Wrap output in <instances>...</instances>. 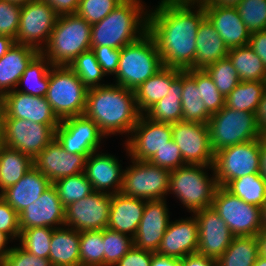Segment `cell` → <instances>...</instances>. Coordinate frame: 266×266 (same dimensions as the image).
I'll use <instances>...</instances> for the list:
<instances>
[{
  "mask_svg": "<svg viewBox=\"0 0 266 266\" xmlns=\"http://www.w3.org/2000/svg\"><path fill=\"white\" fill-rule=\"evenodd\" d=\"M14 40L8 36L0 35V58L4 56L8 49L14 44Z\"/></svg>",
  "mask_w": 266,
  "mask_h": 266,
  "instance_id": "63",
  "label": "cell"
},
{
  "mask_svg": "<svg viewBox=\"0 0 266 266\" xmlns=\"http://www.w3.org/2000/svg\"><path fill=\"white\" fill-rule=\"evenodd\" d=\"M2 115H3V101L2 97H0V125H2Z\"/></svg>",
  "mask_w": 266,
  "mask_h": 266,
  "instance_id": "68",
  "label": "cell"
},
{
  "mask_svg": "<svg viewBox=\"0 0 266 266\" xmlns=\"http://www.w3.org/2000/svg\"><path fill=\"white\" fill-rule=\"evenodd\" d=\"M119 163V160L110 154L95 151L89 155L84 172L94 191L111 194L121 191L124 170ZM110 188H113L111 192Z\"/></svg>",
  "mask_w": 266,
  "mask_h": 266,
  "instance_id": "25",
  "label": "cell"
},
{
  "mask_svg": "<svg viewBox=\"0 0 266 266\" xmlns=\"http://www.w3.org/2000/svg\"><path fill=\"white\" fill-rule=\"evenodd\" d=\"M0 232L7 234L11 239L19 240V214L0 197Z\"/></svg>",
  "mask_w": 266,
  "mask_h": 266,
  "instance_id": "52",
  "label": "cell"
},
{
  "mask_svg": "<svg viewBox=\"0 0 266 266\" xmlns=\"http://www.w3.org/2000/svg\"><path fill=\"white\" fill-rule=\"evenodd\" d=\"M11 239L7 234L0 232V259H4L8 252L11 250L10 246L6 248V244H8V240Z\"/></svg>",
  "mask_w": 266,
  "mask_h": 266,
  "instance_id": "62",
  "label": "cell"
},
{
  "mask_svg": "<svg viewBox=\"0 0 266 266\" xmlns=\"http://www.w3.org/2000/svg\"><path fill=\"white\" fill-rule=\"evenodd\" d=\"M51 185V181L33 166L17 183L5 189L0 197L20 214Z\"/></svg>",
  "mask_w": 266,
  "mask_h": 266,
  "instance_id": "27",
  "label": "cell"
},
{
  "mask_svg": "<svg viewBox=\"0 0 266 266\" xmlns=\"http://www.w3.org/2000/svg\"><path fill=\"white\" fill-rule=\"evenodd\" d=\"M39 53L30 45L14 42L0 58V97L17 89L20 77Z\"/></svg>",
  "mask_w": 266,
  "mask_h": 266,
  "instance_id": "28",
  "label": "cell"
},
{
  "mask_svg": "<svg viewBox=\"0 0 266 266\" xmlns=\"http://www.w3.org/2000/svg\"><path fill=\"white\" fill-rule=\"evenodd\" d=\"M182 121L207 124L211 114L198 93L196 85V70H182Z\"/></svg>",
  "mask_w": 266,
  "mask_h": 266,
  "instance_id": "32",
  "label": "cell"
},
{
  "mask_svg": "<svg viewBox=\"0 0 266 266\" xmlns=\"http://www.w3.org/2000/svg\"><path fill=\"white\" fill-rule=\"evenodd\" d=\"M130 136L125 144L128 156L138 161H149L172 139L171 124L151 121L140 115Z\"/></svg>",
  "mask_w": 266,
  "mask_h": 266,
  "instance_id": "17",
  "label": "cell"
},
{
  "mask_svg": "<svg viewBox=\"0 0 266 266\" xmlns=\"http://www.w3.org/2000/svg\"><path fill=\"white\" fill-rule=\"evenodd\" d=\"M266 67V30L251 33L249 44Z\"/></svg>",
  "mask_w": 266,
  "mask_h": 266,
  "instance_id": "55",
  "label": "cell"
},
{
  "mask_svg": "<svg viewBox=\"0 0 266 266\" xmlns=\"http://www.w3.org/2000/svg\"><path fill=\"white\" fill-rule=\"evenodd\" d=\"M8 1H10L11 3H14V4H18L20 6H23V5H25L28 2L33 1V0H8Z\"/></svg>",
  "mask_w": 266,
  "mask_h": 266,
  "instance_id": "67",
  "label": "cell"
},
{
  "mask_svg": "<svg viewBox=\"0 0 266 266\" xmlns=\"http://www.w3.org/2000/svg\"><path fill=\"white\" fill-rule=\"evenodd\" d=\"M124 0H79L76 14L90 25L100 22Z\"/></svg>",
  "mask_w": 266,
  "mask_h": 266,
  "instance_id": "48",
  "label": "cell"
},
{
  "mask_svg": "<svg viewBox=\"0 0 266 266\" xmlns=\"http://www.w3.org/2000/svg\"><path fill=\"white\" fill-rule=\"evenodd\" d=\"M64 208L94 192L85 172L66 176L53 183Z\"/></svg>",
  "mask_w": 266,
  "mask_h": 266,
  "instance_id": "40",
  "label": "cell"
},
{
  "mask_svg": "<svg viewBox=\"0 0 266 266\" xmlns=\"http://www.w3.org/2000/svg\"><path fill=\"white\" fill-rule=\"evenodd\" d=\"M214 170L213 165L186 164L170 171L169 192L176 195L180 202L193 214L210 208L218 183L215 177L209 178L205 169Z\"/></svg>",
  "mask_w": 266,
  "mask_h": 266,
  "instance_id": "6",
  "label": "cell"
},
{
  "mask_svg": "<svg viewBox=\"0 0 266 266\" xmlns=\"http://www.w3.org/2000/svg\"><path fill=\"white\" fill-rule=\"evenodd\" d=\"M261 224L263 228H266V202L261 207Z\"/></svg>",
  "mask_w": 266,
  "mask_h": 266,
  "instance_id": "65",
  "label": "cell"
},
{
  "mask_svg": "<svg viewBox=\"0 0 266 266\" xmlns=\"http://www.w3.org/2000/svg\"><path fill=\"white\" fill-rule=\"evenodd\" d=\"M104 137L98 125L84 114L60 120L55 129V139L66 152L81 154L86 158L98 151Z\"/></svg>",
  "mask_w": 266,
  "mask_h": 266,
  "instance_id": "14",
  "label": "cell"
},
{
  "mask_svg": "<svg viewBox=\"0 0 266 266\" xmlns=\"http://www.w3.org/2000/svg\"><path fill=\"white\" fill-rule=\"evenodd\" d=\"M55 225L65 226V208L52 184L38 200L19 214V226L21 231L34 227L60 228Z\"/></svg>",
  "mask_w": 266,
  "mask_h": 266,
  "instance_id": "20",
  "label": "cell"
},
{
  "mask_svg": "<svg viewBox=\"0 0 266 266\" xmlns=\"http://www.w3.org/2000/svg\"><path fill=\"white\" fill-rule=\"evenodd\" d=\"M153 165L168 170H175L181 166L186 165L180 149L177 144L171 139L149 160Z\"/></svg>",
  "mask_w": 266,
  "mask_h": 266,
  "instance_id": "50",
  "label": "cell"
},
{
  "mask_svg": "<svg viewBox=\"0 0 266 266\" xmlns=\"http://www.w3.org/2000/svg\"><path fill=\"white\" fill-rule=\"evenodd\" d=\"M151 266H182L181 259L166 257L156 252L152 256Z\"/></svg>",
  "mask_w": 266,
  "mask_h": 266,
  "instance_id": "59",
  "label": "cell"
},
{
  "mask_svg": "<svg viewBox=\"0 0 266 266\" xmlns=\"http://www.w3.org/2000/svg\"><path fill=\"white\" fill-rule=\"evenodd\" d=\"M229 49L213 24L205 17L196 34V56L193 70H205L208 66L227 57Z\"/></svg>",
  "mask_w": 266,
  "mask_h": 266,
  "instance_id": "29",
  "label": "cell"
},
{
  "mask_svg": "<svg viewBox=\"0 0 266 266\" xmlns=\"http://www.w3.org/2000/svg\"><path fill=\"white\" fill-rule=\"evenodd\" d=\"M253 266H266V256L259 255Z\"/></svg>",
  "mask_w": 266,
  "mask_h": 266,
  "instance_id": "66",
  "label": "cell"
},
{
  "mask_svg": "<svg viewBox=\"0 0 266 266\" xmlns=\"http://www.w3.org/2000/svg\"><path fill=\"white\" fill-rule=\"evenodd\" d=\"M21 7L8 0H0V35L8 36L15 41L18 34Z\"/></svg>",
  "mask_w": 266,
  "mask_h": 266,
  "instance_id": "49",
  "label": "cell"
},
{
  "mask_svg": "<svg viewBox=\"0 0 266 266\" xmlns=\"http://www.w3.org/2000/svg\"><path fill=\"white\" fill-rule=\"evenodd\" d=\"M111 193L94 191L65 208V226L79 232L107 228Z\"/></svg>",
  "mask_w": 266,
  "mask_h": 266,
  "instance_id": "16",
  "label": "cell"
},
{
  "mask_svg": "<svg viewBox=\"0 0 266 266\" xmlns=\"http://www.w3.org/2000/svg\"><path fill=\"white\" fill-rule=\"evenodd\" d=\"M58 16L44 0H33L23 5L15 42L30 45L41 52L48 44Z\"/></svg>",
  "mask_w": 266,
  "mask_h": 266,
  "instance_id": "13",
  "label": "cell"
},
{
  "mask_svg": "<svg viewBox=\"0 0 266 266\" xmlns=\"http://www.w3.org/2000/svg\"><path fill=\"white\" fill-rule=\"evenodd\" d=\"M44 1H46L59 16L76 13L79 5V0H44Z\"/></svg>",
  "mask_w": 266,
  "mask_h": 266,
  "instance_id": "56",
  "label": "cell"
},
{
  "mask_svg": "<svg viewBox=\"0 0 266 266\" xmlns=\"http://www.w3.org/2000/svg\"><path fill=\"white\" fill-rule=\"evenodd\" d=\"M131 162L132 165L123 171L120 192L146 201L165 199L169 193L170 170L149 161L131 158Z\"/></svg>",
  "mask_w": 266,
  "mask_h": 266,
  "instance_id": "9",
  "label": "cell"
},
{
  "mask_svg": "<svg viewBox=\"0 0 266 266\" xmlns=\"http://www.w3.org/2000/svg\"><path fill=\"white\" fill-rule=\"evenodd\" d=\"M227 57L230 59L241 81L266 82V67L249 45L230 49Z\"/></svg>",
  "mask_w": 266,
  "mask_h": 266,
  "instance_id": "36",
  "label": "cell"
},
{
  "mask_svg": "<svg viewBox=\"0 0 266 266\" xmlns=\"http://www.w3.org/2000/svg\"><path fill=\"white\" fill-rule=\"evenodd\" d=\"M260 174L266 181V136L260 137Z\"/></svg>",
  "mask_w": 266,
  "mask_h": 266,
  "instance_id": "60",
  "label": "cell"
},
{
  "mask_svg": "<svg viewBox=\"0 0 266 266\" xmlns=\"http://www.w3.org/2000/svg\"><path fill=\"white\" fill-rule=\"evenodd\" d=\"M205 71L225 98L241 82L237 71L228 57L208 66Z\"/></svg>",
  "mask_w": 266,
  "mask_h": 266,
  "instance_id": "45",
  "label": "cell"
},
{
  "mask_svg": "<svg viewBox=\"0 0 266 266\" xmlns=\"http://www.w3.org/2000/svg\"><path fill=\"white\" fill-rule=\"evenodd\" d=\"M259 241L260 255L266 256V228H263L257 235Z\"/></svg>",
  "mask_w": 266,
  "mask_h": 266,
  "instance_id": "64",
  "label": "cell"
},
{
  "mask_svg": "<svg viewBox=\"0 0 266 266\" xmlns=\"http://www.w3.org/2000/svg\"><path fill=\"white\" fill-rule=\"evenodd\" d=\"M198 237V222L194 214L189 218L171 221L156 253L182 259L197 253Z\"/></svg>",
  "mask_w": 266,
  "mask_h": 266,
  "instance_id": "23",
  "label": "cell"
},
{
  "mask_svg": "<svg viewBox=\"0 0 266 266\" xmlns=\"http://www.w3.org/2000/svg\"><path fill=\"white\" fill-rule=\"evenodd\" d=\"M225 188L246 203L260 208L266 202V181L261 174H250L231 180Z\"/></svg>",
  "mask_w": 266,
  "mask_h": 266,
  "instance_id": "39",
  "label": "cell"
},
{
  "mask_svg": "<svg viewBox=\"0 0 266 266\" xmlns=\"http://www.w3.org/2000/svg\"><path fill=\"white\" fill-rule=\"evenodd\" d=\"M87 91L69 66H51L46 99L59 120L84 114Z\"/></svg>",
  "mask_w": 266,
  "mask_h": 266,
  "instance_id": "7",
  "label": "cell"
},
{
  "mask_svg": "<svg viewBox=\"0 0 266 266\" xmlns=\"http://www.w3.org/2000/svg\"><path fill=\"white\" fill-rule=\"evenodd\" d=\"M210 147L214 154L226 147L260 139L255 113L224 106L208 121Z\"/></svg>",
  "mask_w": 266,
  "mask_h": 266,
  "instance_id": "8",
  "label": "cell"
},
{
  "mask_svg": "<svg viewBox=\"0 0 266 266\" xmlns=\"http://www.w3.org/2000/svg\"><path fill=\"white\" fill-rule=\"evenodd\" d=\"M2 118H18L40 124H60L46 97L13 90L2 97Z\"/></svg>",
  "mask_w": 266,
  "mask_h": 266,
  "instance_id": "21",
  "label": "cell"
},
{
  "mask_svg": "<svg viewBox=\"0 0 266 266\" xmlns=\"http://www.w3.org/2000/svg\"><path fill=\"white\" fill-rule=\"evenodd\" d=\"M0 266H4V260L0 259Z\"/></svg>",
  "mask_w": 266,
  "mask_h": 266,
  "instance_id": "70",
  "label": "cell"
},
{
  "mask_svg": "<svg viewBox=\"0 0 266 266\" xmlns=\"http://www.w3.org/2000/svg\"><path fill=\"white\" fill-rule=\"evenodd\" d=\"M181 71L164 66L134 90L136 106L141 115L167 95Z\"/></svg>",
  "mask_w": 266,
  "mask_h": 266,
  "instance_id": "30",
  "label": "cell"
},
{
  "mask_svg": "<svg viewBox=\"0 0 266 266\" xmlns=\"http://www.w3.org/2000/svg\"><path fill=\"white\" fill-rule=\"evenodd\" d=\"M80 232L64 226L54 228L49 260L52 266H80Z\"/></svg>",
  "mask_w": 266,
  "mask_h": 266,
  "instance_id": "31",
  "label": "cell"
},
{
  "mask_svg": "<svg viewBox=\"0 0 266 266\" xmlns=\"http://www.w3.org/2000/svg\"><path fill=\"white\" fill-rule=\"evenodd\" d=\"M86 157L66 152L54 138L33 160L34 166L53 184L66 176L85 171Z\"/></svg>",
  "mask_w": 266,
  "mask_h": 266,
  "instance_id": "19",
  "label": "cell"
},
{
  "mask_svg": "<svg viewBox=\"0 0 266 266\" xmlns=\"http://www.w3.org/2000/svg\"><path fill=\"white\" fill-rule=\"evenodd\" d=\"M154 253L133 246L114 266H151Z\"/></svg>",
  "mask_w": 266,
  "mask_h": 266,
  "instance_id": "54",
  "label": "cell"
},
{
  "mask_svg": "<svg viewBox=\"0 0 266 266\" xmlns=\"http://www.w3.org/2000/svg\"><path fill=\"white\" fill-rule=\"evenodd\" d=\"M2 145V125H0V146Z\"/></svg>",
  "mask_w": 266,
  "mask_h": 266,
  "instance_id": "69",
  "label": "cell"
},
{
  "mask_svg": "<svg viewBox=\"0 0 266 266\" xmlns=\"http://www.w3.org/2000/svg\"><path fill=\"white\" fill-rule=\"evenodd\" d=\"M69 67L87 88L107 85L100 84L101 79L106 74L103 72L92 50L81 53L72 61Z\"/></svg>",
  "mask_w": 266,
  "mask_h": 266,
  "instance_id": "41",
  "label": "cell"
},
{
  "mask_svg": "<svg viewBox=\"0 0 266 266\" xmlns=\"http://www.w3.org/2000/svg\"><path fill=\"white\" fill-rule=\"evenodd\" d=\"M172 139L177 144L185 164L213 165L208 124L179 121L171 124Z\"/></svg>",
  "mask_w": 266,
  "mask_h": 266,
  "instance_id": "15",
  "label": "cell"
},
{
  "mask_svg": "<svg viewBox=\"0 0 266 266\" xmlns=\"http://www.w3.org/2000/svg\"><path fill=\"white\" fill-rule=\"evenodd\" d=\"M133 246L129 235L103 229L104 266H114Z\"/></svg>",
  "mask_w": 266,
  "mask_h": 266,
  "instance_id": "44",
  "label": "cell"
},
{
  "mask_svg": "<svg viewBox=\"0 0 266 266\" xmlns=\"http://www.w3.org/2000/svg\"><path fill=\"white\" fill-rule=\"evenodd\" d=\"M236 8L250 33L266 30V0H242Z\"/></svg>",
  "mask_w": 266,
  "mask_h": 266,
  "instance_id": "47",
  "label": "cell"
},
{
  "mask_svg": "<svg viewBox=\"0 0 266 266\" xmlns=\"http://www.w3.org/2000/svg\"><path fill=\"white\" fill-rule=\"evenodd\" d=\"M3 260L4 266H52L49 258L33 255L21 246L11 247Z\"/></svg>",
  "mask_w": 266,
  "mask_h": 266,
  "instance_id": "51",
  "label": "cell"
},
{
  "mask_svg": "<svg viewBox=\"0 0 266 266\" xmlns=\"http://www.w3.org/2000/svg\"><path fill=\"white\" fill-rule=\"evenodd\" d=\"M182 71L171 84L167 95L150 107L144 114L151 121L173 124L182 121Z\"/></svg>",
  "mask_w": 266,
  "mask_h": 266,
  "instance_id": "34",
  "label": "cell"
},
{
  "mask_svg": "<svg viewBox=\"0 0 266 266\" xmlns=\"http://www.w3.org/2000/svg\"><path fill=\"white\" fill-rule=\"evenodd\" d=\"M51 66L48 59L40 52L27 66L18 82V85L25 84L27 88L15 90L32 96L46 97Z\"/></svg>",
  "mask_w": 266,
  "mask_h": 266,
  "instance_id": "37",
  "label": "cell"
},
{
  "mask_svg": "<svg viewBox=\"0 0 266 266\" xmlns=\"http://www.w3.org/2000/svg\"><path fill=\"white\" fill-rule=\"evenodd\" d=\"M80 266H104L103 230L80 232Z\"/></svg>",
  "mask_w": 266,
  "mask_h": 266,
  "instance_id": "42",
  "label": "cell"
},
{
  "mask_svg": "<svg viewBox=\"0 0 266 266\" xmlns=\"http://www.w3.org/2000/svg\"><path fill=\"white\" fill-rule=\"evenodd\" d=\"M256 124L262 134L266 136V90L264 91L261 101L255 112Z\"/></svg>",
  "mask_w": 266,
  "mask_h": 266,
  "instance_id": "58",
  "label": "cell"
},
{
  "mask_svg": "<svg viewBox=\"0 0 266 266\" xmlns=\"http://www.w3.org/2000/svg\"><path fill=\"white\" fill-rule=\"evenodd\" d=\"M33 159L17 149L0 146V194L17 183L32 167Z\"/></svg>",
  "mask_w": 266,
  "mask_h": 266,
  "instance_id": "33",
  "label": "cell"
},
{
  "mask_svg": "<svg viewBox=\"0 0 266 266\" xmlns=\"http://www.w3.org/2000/svg\"><path fill=\"white\" fill-rule=\"evenodd\" d=\"M196 85L200 99H202L211 115L225 106L226 98L220 93L205 70H196Z\"/></svg>",
  "mask_w": 266,
  "mask_h": 266,
  "instance_id": "46",
  "label": "cell"
},
{
  "mask_svg": "<svg viewBox=\"0 0 266 266\" xmlns=\"http://www.w3.org/2000/svg\"><path fill=\"white\" fill-rule=\"evenodd\" d=\"M59 124H40L18 118H2V144L33 160L55 138Z\"/></svg>",
  "mask_w": 266,
  "mask_h": 266,
  "instance_id": "12",
  "label": "cell"
},
{
  "mask_svg": "<svg viewBox=\"0 0 266 266\" xmlns=\"http://www.w3.org/2000/svg\"><path fill=\"white\" fill-rule=\"evenodd\" d=\"M91 29L92 25L76 13L60 15L41 53L51 65L69 66L81 53L91 50Z\"/></svg>",
  "mask_w": 266,
  "mask_h": 266,
  "instance_id": "4",
  "label": "cell"
},
{
  "mask_svg": "<svg viewBox=\"0 0 266 266\" xmlns=\"http://www.w3.org/2000/svg\"><path fill=\"white\" fill-rule=\"evenodd\" d=\"M54 228L34 227L20 232V245L27 252L42 258H49L50 243Z\"/></svg>",
  "mask_w": 266,
  "mask_h": 266,
  "instance_id": "43",
  "label": "cell"
},
{
  "mask_svg": "<svg viewBox=\"0 0 266 266\" xmlns=\"http://www.w3.org/2000/svg\"><path fill=\"white\" fill-rule=\"evenodd\" d=\"M198 222L197 253L217 260L229 247L233 235L212 207L194 213Z\"/></svg>",
  "mask_w": 266,
  "mask_h": 266,
  "instance_id": "18",
  "label": "cell"
},
{
  "mask_svg": "<svg viewBox=\"0 0 266 266\" xmlns=\"http://www.w3.org/2000/svg\"><path fill=\"white\" fill-rule=\"evenodd\" d=\"M260 255L257 236L233 237L216 266H253Z\"/></svg>",
  "mask_w": 266,
  "mask_h": 266,
  "instance_id": "35",
  "label": "cell"
},
{
  "mask_svg": "<svg viewBox=\"0 0 266 266\" xmlns=\"http://www.w3.org/2000/svg\"><path fill=\"white\" fill-rule=\"evenodd\" d=\"M195 5L198 7L193 10ZM148 12V32L157 44L163 65L190 69L195 62L197 30L206 17L203 4L200 1L160 2Z\"/></svg>",
  "mask_w": 266,
  "mask_h": 266,
  "instance_id": "1",
  "label": "cell"
},
{
  "mask_svg": "<svg viewBox=\"0 0 266 266\" xmlns=\"http://www.w3.org/2000/svg\"><path fill=\"white\" fill-rule=\"evenodd\" d=\"M166 199L146 201L142 219L133 238L134 247L157 252L170 222Z\"/></svg>",
  "mask_w": 266,
  "mask_h": 266,
  "instance_id": "22",
  "label": "cell"
},
{
  "mask_svg": "<svg viewBox=\"0 0 266 266\" xmlns=\"http://www.w3.org/2000/svg\"><path fill=\"white\" fill-rule=\"evenodd\" d=\"M163 67L157 44L147 31L121 49L115 84L135 90Z\"/></svg>",
  "mask_w": 266,
  "mask_h": 266,
  "instance_id": "5",
  "label": "cell"
},
{
  "mask_svg": "<svg viewBox=\"0 0 266 266\" xmlns=\"http://www.w3.org/2000/svg\"><path fill=\"white\" fill-rule=\"evenodd\" d=\"M211 207L226 222L234 237L257 236L263 229L261 208L246 203L224 186H218Z\"/></svg>",
  "mask_w": 266,
  "mask_h": 266,
  "instance_id": "10",
  "label": "cell"
},
{
  "mask_svg": "<svg viewBox=\"0 0 266 266\" xmlns=\"http://www.w3.org/2000/svg\"><path fill=\"white\" fill-rule=\"evenodd\" d=\"M96 59L103 72L107 75H114L118 69L121 49L110 48L107 46L91 47Z\"/></svg>",
  "mask_w": 266,
  "mask_h": 266,
  "instance_id": "53",
  "label": "cell"
},
{
  "mask_svg": "<svg viewBox=\"0 0 266 266\" xmlns=\"http://www.w3.org/2000/svg\"><path fill=\"white\" fill-rule=\"evenodd\" d=\"M206 17L230 50L249 44L251 36L236 7L203 6Z\"/></svg>",
  "mask_w": 266,
  "mask_h": 266,
  "instance_id": "24",
  "label": "cell"
},
{
  "mask_svg": "<svg viewBox=\"0 0 266 266\" xmlns=\"http://www.w3.org/2000/svg\"><path fill=\"white\" fill-rule=\"evenodd\" d=\"M260 139L229 146L214 154L215 177L219 186L250 174H260Z\"/></svg>",
  "mask_w": 266,
  "mask_h": 266,
  "instance_id": "11",
  "label": "cell"
},
{
  "mask_svg": "<svg viewBox=\"0 0 266 266\" xmlns=\"http://www.w3.org/2000/svg\"><path fill=\"white\" fill-rule=\"evenodd\" d=\"M141 0H124L91 29V47L122 49L148 31V10ZM144 10H146L144 12Z\"/></svg>",
  "mask_w": 266,
  "mask_h": 266,
  "instance_id": "3",
  "label": "cell"
},
{
  "mask_svg": "<svg viewBox=\"0 0 266 266\" xmlns=\"http://www.w3.org/2000/svg\"><path fill=\"white\" fill-rule=\"evenodd\" d=\"M84 115L92 119L106 136L131 134L141 115L134 90L117 84L88 88Z\"/></svg>",
  "mask_w": 266,
  "mask_h": 266,
  "instance_id": "2",
  "label": "cell"
},
{
  "mask_svg": "<svg viewBox=\"0 0 266 266\" xmlns=\"http://www.w3.org/2000/svg\"><path fill=\"white\" fill-rule=\"evenodd\" d=\"M265 90L266 82L241 81L226 97L225 106L238 111L255 113Z\"/></svg>",
  "mask_w": 266,
  "mask_h": 266,
  "instance_id": "38",
  "label": "cell"
},
{
  "mask_svg": "<svg viewBox=\"0 0 266 266\" xmlns=\"http://www.w3.org/2000/svg\"><path fill=\"white\" fill-rule=\"evenodd\" d=\"M146 200L121 192L112 194L107 228L134 238L144 213Z\"/></svg>",
  "mask_w": 266,
  "mask_h": 266,
  "instance_id": "26",
  "label": "cell"
},
{
  "mask_svg": "<svg viewBox=\"0 0 266 266\" xmlns=\"http://www.w3.org/2000/svg\"><path fill=\"white\" fill-rule=\"evenodd\" d=\"M181 264L182 266H216V260L211 257L195 253L182 258Z\"/></svg>",
  "mask_w": 266,
  "mask_h": 266,
  "instance_id": "57",
  "label": "cell"
},
{
  "mask_svg": "<svg viewBox=\"0 0 266 266\" xmlns=\"http://www.w3.org/2000/svg\"><path fill=\"white\" fill-rule=\"evenodd\" d=\"M203 6L236 7L242 0H199Z\"/></svg>",
  "mask_w": 266,
  "mask_h": 266,
  "instance_id": "61",
  "label": "cell"
}]
</instances>
